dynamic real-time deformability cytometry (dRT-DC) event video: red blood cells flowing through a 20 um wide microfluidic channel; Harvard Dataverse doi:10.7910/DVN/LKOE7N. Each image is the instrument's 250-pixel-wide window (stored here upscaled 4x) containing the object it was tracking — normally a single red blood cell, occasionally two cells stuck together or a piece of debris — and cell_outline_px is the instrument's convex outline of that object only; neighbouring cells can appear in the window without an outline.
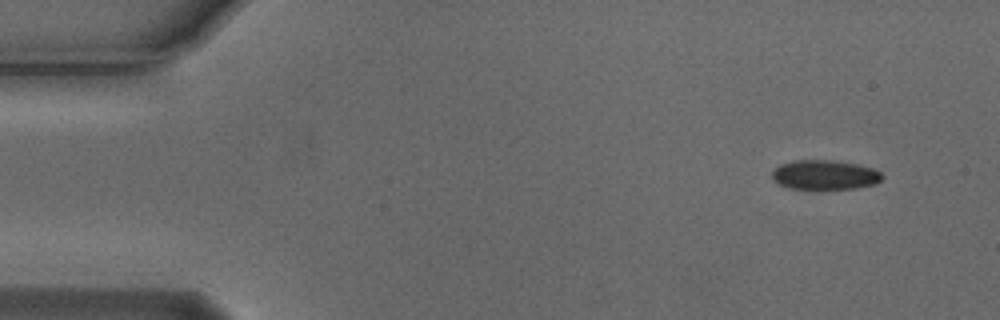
{"species": "Egyptian fruit bat (a non-hibernating species)", "species_latin": "Rousettus aegyptiacus", "temperature_condition": "cold", "stored_images_in_passage": 4, "camera_frame_rate_fps": 3000, "um_per_image_px": 0.085, "animal": {"sex": "male"}, "frame": {"image": 1, "passage_image": 1, "time_ms": 0.0, "image_size_px": [1000, 320], "cell_outline_px": [[884, 176], [876, 184], [856, 188], [788, 188], [776, 184], [772, 180], [772, 172], [780, 164], [796, 160], [832, 160], [856, 164], [872, 168], [880, 172]], "centroid_in_image_um": [70.08, 14.86], "position_along_channel_um": 14.9, "area_um2": 18.84}}
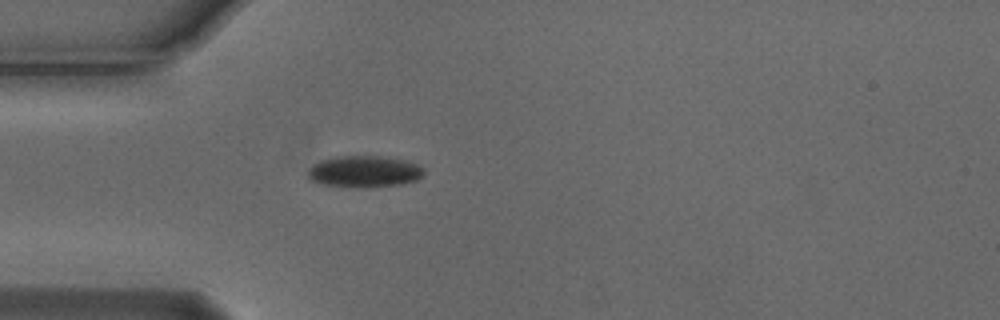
{"frame": {"image": 2, "passage_image": 4, "time_ms": 1.0, "image_size_px": [1000, 320], "cell_outline_px": [[424, 176], [416, 180], [400, 184], [356, 188], [324, 184], [312, 180], [308, 176], [308, 168], [312, 164], [320, 160], [336, 156], [380, 156], [404, 160], [420, 164], [424, 168]], "centroid_in_image_um": [30.98, 14.57], "position_along_channel_um": 54.0, "area_um2": 21.44}}